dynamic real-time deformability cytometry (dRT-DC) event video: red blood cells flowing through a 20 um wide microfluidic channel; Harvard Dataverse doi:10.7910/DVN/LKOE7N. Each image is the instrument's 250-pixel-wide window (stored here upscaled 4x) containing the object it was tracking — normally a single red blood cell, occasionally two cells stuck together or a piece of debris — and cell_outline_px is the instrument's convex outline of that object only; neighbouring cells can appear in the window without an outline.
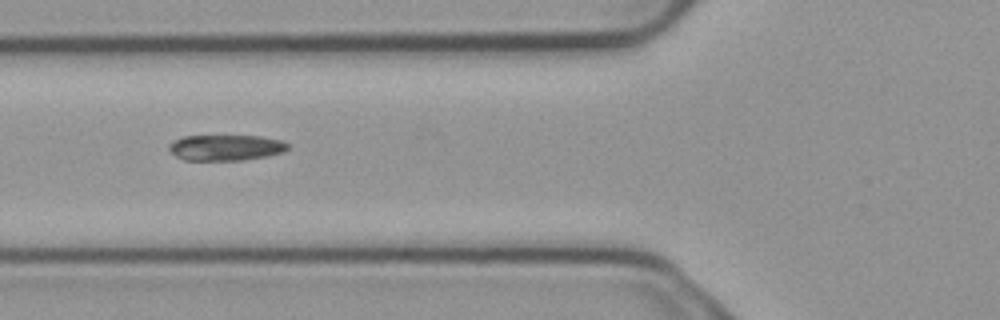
{"species": "common noctule bat (a hibernating species)", "species_latin": "Nyctalus noctula", "temperature_condition": "cold", "stored_images_in_passage": 7, "camera_frame_rate_fps": 3000, "um_per_image_px": 0.085, "animal": {"sex": "male", "body_mass_g": 23.1, "forearm_length_mm": 52.7}, "frame": {"image": 1, "passage_image": 4, "time_ms": 1.0, "image_size_px": [1000, 320], "cell_outline_px": [[288, 148], [284, 152], [268, 156], [244, 160], [184, 160], [176, 156], [168, 148], [168, 144], [184, 136], [260, 136], [284, 140], [288, 144]], "centroid_in_image_um": [19.23, 12.55], "position_along_channel_um": 106.6, "area_um2": 17.92}}
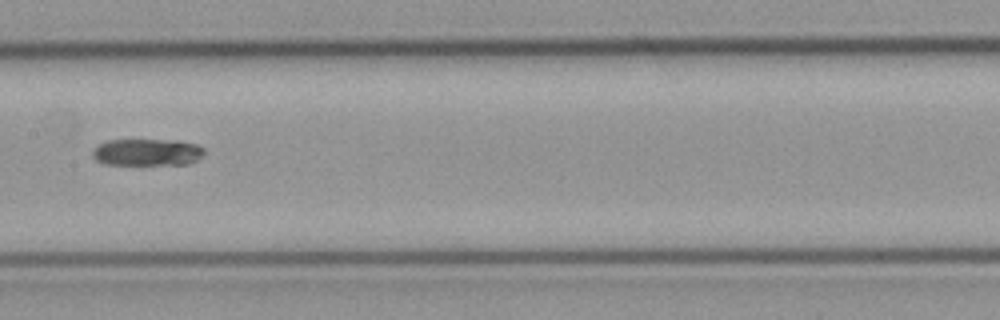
{"frame": {"image": 2, "passage_image": 6, "time_ms": 1.667, "image_size_px": [1000, 320], "cell_outline_px": [[204, 152], [196, 160], [188, 164], [104, 164], [96, 160], [92, 156], [92, 152], [100, 144], [108, 140], [176, 140], [196, 144], [204, 148]], "centroid_in_image_um": [12.51, 12.94], "position_along_channel_um": 194.9, "area_um2": 17.34}}
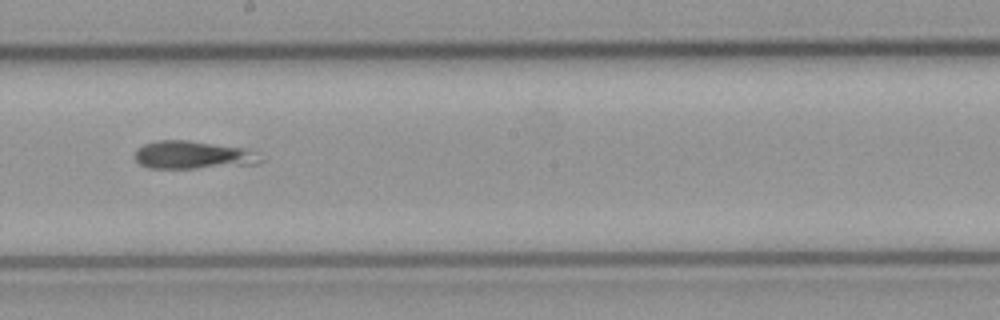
{"frame": {"image": 3, "passage_image": 7, "time_ms": 2.0, "image_size_px": [1000, 320], "cell_outline_px": [[264, 160], [256, 164], [196, 168], [148, 168], [140, 164], [136, 160], [136, 148], [144, 144], [156, 140], [188, 140], [244, 148]], "centroid_in_image_um": [16.34, 13.17], "position_along_channel_um": 231.9, "area_um2": 20.23}}